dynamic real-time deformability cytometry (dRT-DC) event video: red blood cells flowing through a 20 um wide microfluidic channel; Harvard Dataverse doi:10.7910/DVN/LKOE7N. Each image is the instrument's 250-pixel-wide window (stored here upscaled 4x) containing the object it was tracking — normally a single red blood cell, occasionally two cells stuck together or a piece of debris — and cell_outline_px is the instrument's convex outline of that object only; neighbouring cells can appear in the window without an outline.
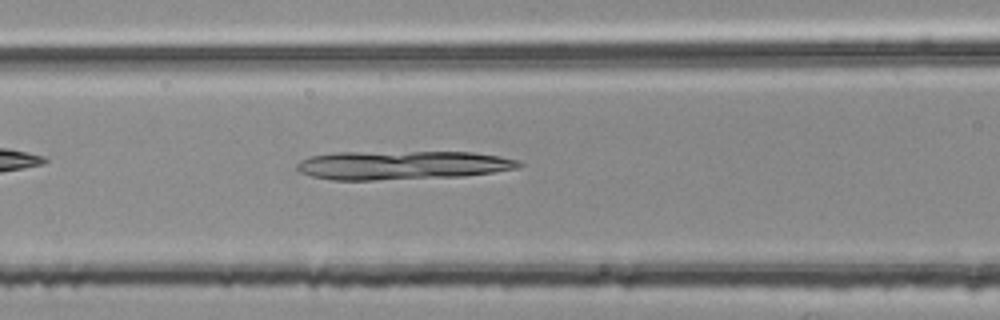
{"species": "common noctule bat (a hibernating species)", "species_latin": "Nyctalus noctula", "temperature_condition": "room temperature", "stored_images_in_passage": 39, "camera_frame_rate_fps": 3000, "um_per_image_px": 0.085, "animal": {"sex": "female", "body_mass_g": 25.1}, "frame": {"image": 1, "passage_image": 9, "time_ms": 2.667, "image_size_px": [1000, 320], "cell_outline_px": [[524, 164], [520, 168], [492, 172], [460, 176], [372, 180], [332, 180], [312, 176], [300, 172], [296, 168], [296, 164], [300, 160], [308, 156], [332, 152], [472, 152], [500, 156], [520, 160]], "centroid_in_image_um": [34.17, 14.03], "position_along_channel_um": 132.4, "area_um2": 37.4}}
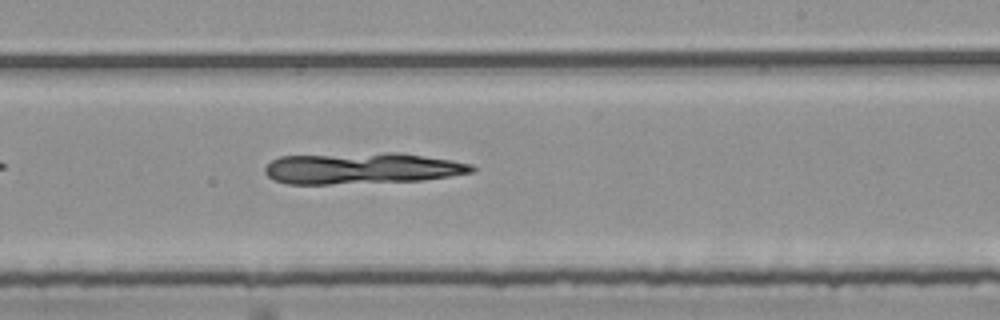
{"frame": {"image": 2, "passage_image": 19, "time_ms": 6.0, "image_size_px": [1000, 320], "cell_outline_px": [[476, 168], [472, 172], [424, 180], [328, 184], [288, 184], [272, 180], [264, 172], [264, 168], [272, 160], [280, 156], [384, 152], [396, 152], [452, 160], [472, 164]], "centroid_in_image_um": [30.72, 14.3], "position_along_channel_um": 258.3, "area_um2": 37.74}}
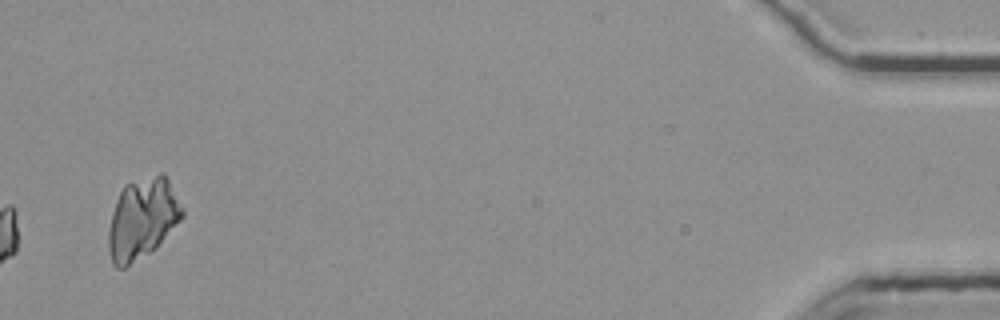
{"frame": {"image": 3, "passage_image": 39, "time_ms": 12.667, "image_size_px": [1000, 320], "cell_outline_px": [[184, 216], [156, 248], [124, 268], [116, 268], [112, 264], [108, 252], [108, 232], [112, 212], [116, 200], [124, 184], [160, 172], [164, 172], [184, 208]], "centroid_in_image_um": [12.1, 18.57], "position_along_channel_um": 423.1, "area_um2": 35.03}}